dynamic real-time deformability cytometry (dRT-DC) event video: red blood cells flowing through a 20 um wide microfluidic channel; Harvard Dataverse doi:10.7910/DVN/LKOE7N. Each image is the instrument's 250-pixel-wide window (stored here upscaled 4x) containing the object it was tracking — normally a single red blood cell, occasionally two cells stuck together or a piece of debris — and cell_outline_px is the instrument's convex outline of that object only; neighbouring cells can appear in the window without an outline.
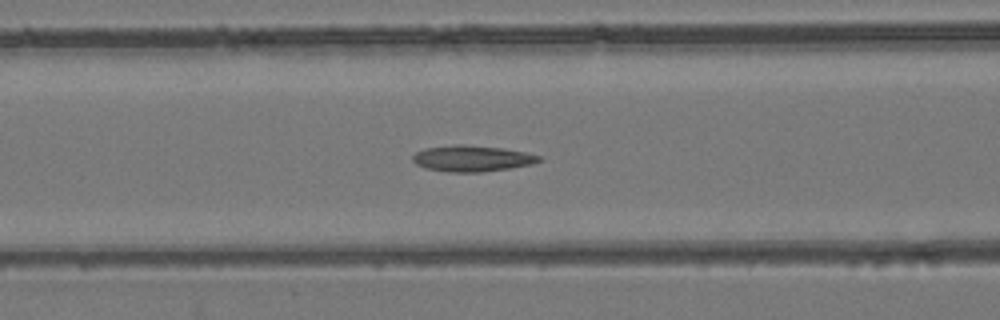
{"species": "common noctule bat (a hibernating species)", "species_latin": "Nyctalus noctula", "temperature_condition": "room temperature", "stored_images_in_passage": 54, "camera_frame_rate_fps": 3000, "um_per_image_px": 0.085, "animal": {"sex": "female", "body_mass_g": 24.6, "forearm_length_mm": 56.2}, "frame": {"image": 1, "passage_image": 22, "time_ms": 7.0, "image_size_px": [1000, 320], "cell_outline_px": [[544, 160], [532, 164], [508, 168], [480, 172], [448, 172], [424, 168], [416, 164], [412, 160], [412, 156], [416, 152], [424, 148], [456, 144], [464, 144], [504, 148], [524, 152], [540, 156]], "centroid_in_image_um": [40.1, 13.46], "position_along_channel_um": 126.5, "area_um2": 19.31}}
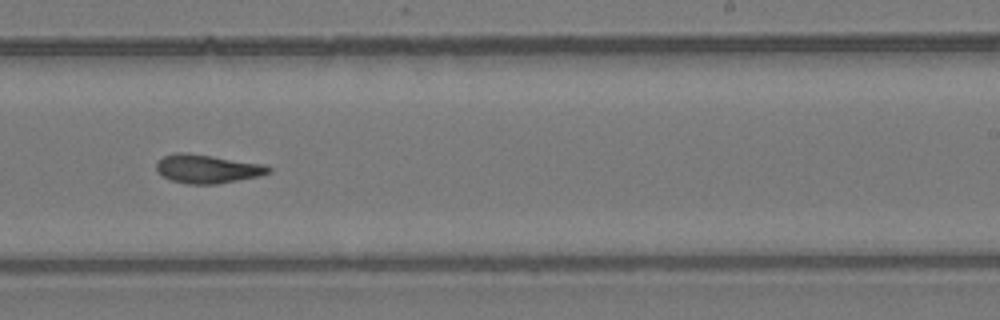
{"frame": {"image": 2, "passage_image": 33, "time_ms": 10.667, "image_size_px": [1000, 320], "cell_outline_px": [[272, 172], [260, 176], [216, 184], [188, 184], [172, 180], [156, 172], [156, 164], [164, 156], [176, 152], [188, 152], [264, 164], [272, 168]], "centroid_in_image_um": [17.64, 14.34], "position_along_channel_um": 271.4, "area_um2": 18.79}}
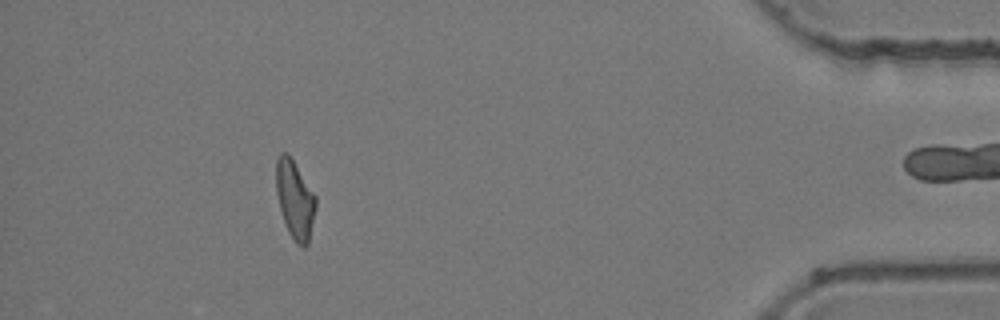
{"frame": {"image": 3, "passage_image": 48, "time_ms": 15.667, "image_size_px": [1000, 320], "cell_outline_px": [[316, 208], [308, 244], [304, 248], [296, 244], [288, 232], [280, 208], [276, 192], [276, 160], [280, 152], [288, 152], [316, 196]], "centroid_in_image_um": [25.07, 16.96], "position_along_channel_um": 410.1, "area_um2": 18.15}}